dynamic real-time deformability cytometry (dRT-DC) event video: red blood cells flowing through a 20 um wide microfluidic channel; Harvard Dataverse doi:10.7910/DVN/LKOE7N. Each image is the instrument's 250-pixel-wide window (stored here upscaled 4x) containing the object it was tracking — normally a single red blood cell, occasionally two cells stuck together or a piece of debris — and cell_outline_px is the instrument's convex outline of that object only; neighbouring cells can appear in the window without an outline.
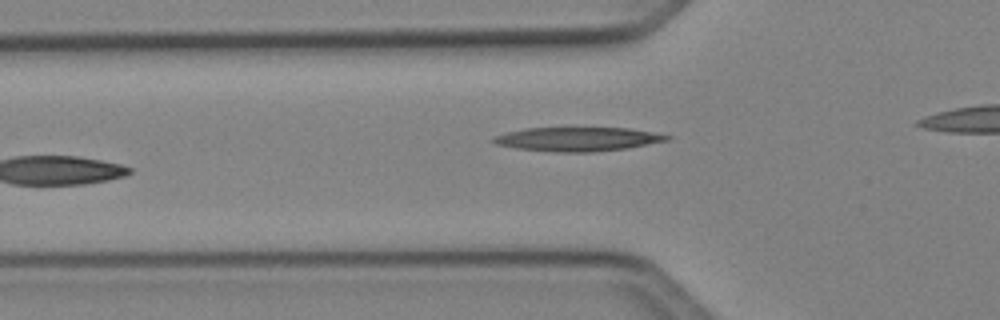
{"species": "Egyptian fruit bat (a non-hibernating species)", "species_latin": "Rousettus aegyptiacus", "temperature_condition": "cold", "stored_images_in_passage": 33, "camera_frame_rate_fps": 3000, "um_per_image_px": 0.085, "animal": {"sex": "female"}, "frame": {"image": 1, "passage_image": 3, "time_ms": 0.667, "image_size_px": [1000, 320], "cell_outline_px": [[672, 136], [668, 140], [628, 148], [592, 152], [552, 152], [516, 148], [496, 144], [488, 140], [492, 136], [524, 128], [628, 128], [652, 132]], "centroid_in_image_um": [49.04, 11.83], "position_along_channel_um": 76.8, "area_um2": 24.28}}
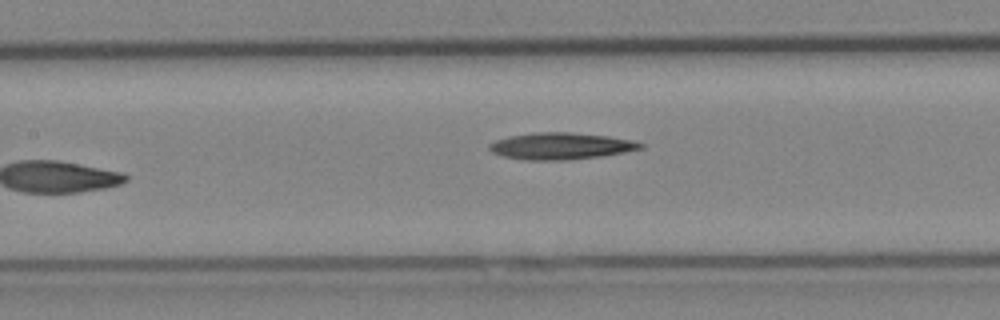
{"frame": {"image": 2, "passage_image": 9, "time_ms": 2.667, "image_size_px": [1000, 320], "cell_outline_px": [[644, 148], [624, 152], [600, 156], [568, 160], [524, 160], [504, 156], [492, 152], [488, 148], [488, 144], [496, 140], [508, 136], [536, 132], [572, 132], [608, 136], [632, 140], [644, 144]], "centroid_in_image_um": [47.66, 12.41], "position_along_channel_um": 159.7, "area_um2": 23.58}}
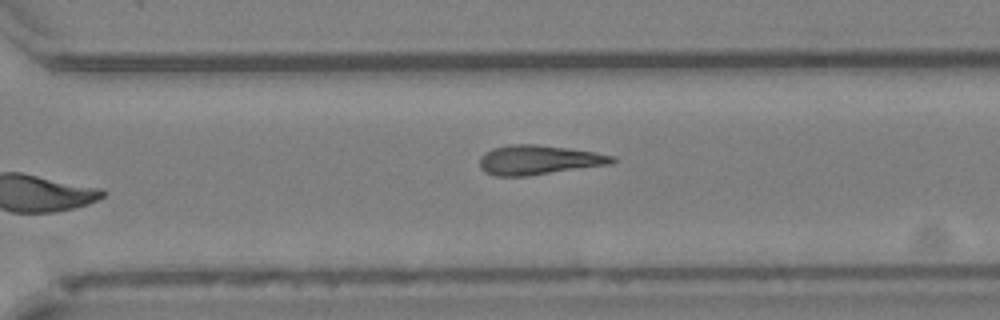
{"frame": {"image": 3, "passage_image": 21, "time_ms": 6.667, "image_size_px": [1000, 320], "cell_outline_px": [[616, 160], [612, 164], [524, 176], [496, 176], [484, 172], [480, 168], [480, 156], [484, 152], [492, 148], [512, 144], [536, 144], [568, 148], [592, 152], [612, 156]], "centroid_in_image_um": [45.72, 13.59], "position_along_channel_um": 324.9, "area_um2": 22.6}}